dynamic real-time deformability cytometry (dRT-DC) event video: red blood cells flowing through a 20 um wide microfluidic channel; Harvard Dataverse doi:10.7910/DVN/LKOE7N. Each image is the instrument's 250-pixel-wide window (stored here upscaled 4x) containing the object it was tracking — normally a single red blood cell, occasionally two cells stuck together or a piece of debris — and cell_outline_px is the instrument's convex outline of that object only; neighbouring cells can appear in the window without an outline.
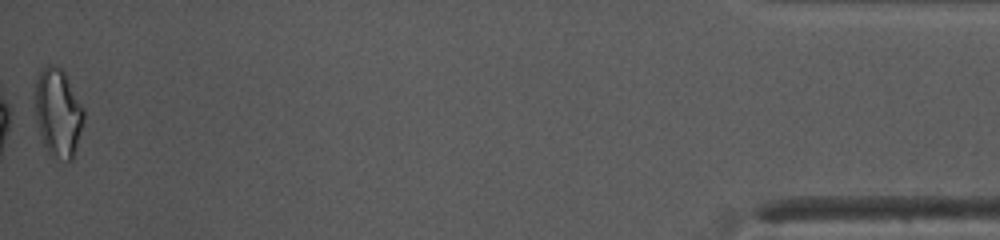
{"species": "common noctule bat (a hibernating species)", "species_latin": "Nyctalus noctula", "temperature_condition": "warm", "stored_images_in_passage": 48, "camera_frame_rate_fps": 3000, "um_per_image_px": 0.085, "animal": {"sex": "female", "body_mass_g": 10.0, "forearm_length_mm": 53.1}, "frame": {"image": 1, "passage_image": 48, "time_ms": 15.667, "image_size_px": [1000, 240], "cell_outline_px": [[84, 120], [76, 148], [72, 160], [68, 160], [48, 152], [44, 144], [36, 120], [36, 80], [40, 72], [48, 64], [52, 64], [60, 68], [64, 72], [84, 108]], "centroid_in_image_um": [4.95, 9.55], "position_along_channel_um": 430.2, "area_um2": 24.45}, "authors_computed_cell_mechanics": {"area_um2": 19.6809, "velocity_mm_per_s": 4.1756, "shape_relaxation_time_tau1_ms": null, "shape_relaxation_time_tau2_ms": 3.0448, "deformation_change_tau1": null, "deformation_change_tau2": 0.0783}}